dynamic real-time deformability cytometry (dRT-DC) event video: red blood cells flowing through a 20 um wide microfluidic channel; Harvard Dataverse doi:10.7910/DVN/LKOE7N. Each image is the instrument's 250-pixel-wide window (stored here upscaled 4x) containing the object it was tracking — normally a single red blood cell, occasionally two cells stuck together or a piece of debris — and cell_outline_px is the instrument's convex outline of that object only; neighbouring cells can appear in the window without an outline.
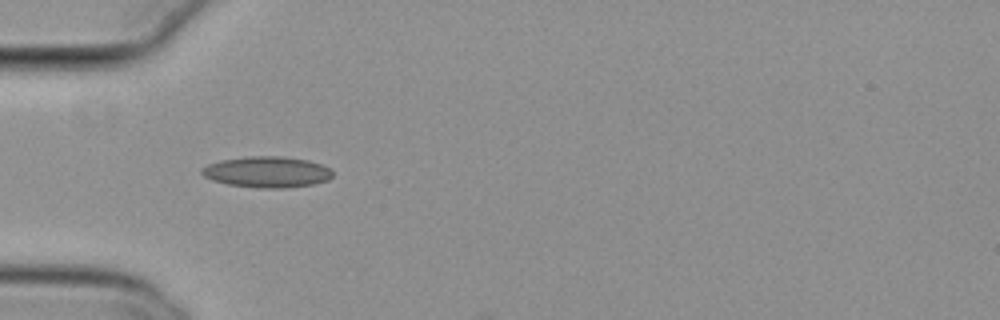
{"species": "common noctule bat (a hibernating species)", "species_latin": "Nyctalus noctula", "temperature_condition": "cold", "stored_images_in_passage": 3, "camera_frame_rate_fps": 3000, "um_per_image_px": 0.085, "animal": {"sex": "female", "body_mass_g": 29.2, "forearm_length_mm": 56.3}, "frame": {"image": 1, "passage_image": 1, "time_ms": 0.0, "image_size_px": [1000, 320], "cell_outline_px": [[332, 176], [328, 180], [312, 184], [284, 188], [260, 188], [228, 184], [212, 180], [204, 176], [200, 172], [200, 168], [208, 164], [220, 160], [248, 156], [284, 156], [308, 160], [320, 164], [328, 168], [332, 172]], "centroid_in_image_um": [22.66, 14.61], "position_along_channel_um": 62.3, "area_um2": 23.64}}